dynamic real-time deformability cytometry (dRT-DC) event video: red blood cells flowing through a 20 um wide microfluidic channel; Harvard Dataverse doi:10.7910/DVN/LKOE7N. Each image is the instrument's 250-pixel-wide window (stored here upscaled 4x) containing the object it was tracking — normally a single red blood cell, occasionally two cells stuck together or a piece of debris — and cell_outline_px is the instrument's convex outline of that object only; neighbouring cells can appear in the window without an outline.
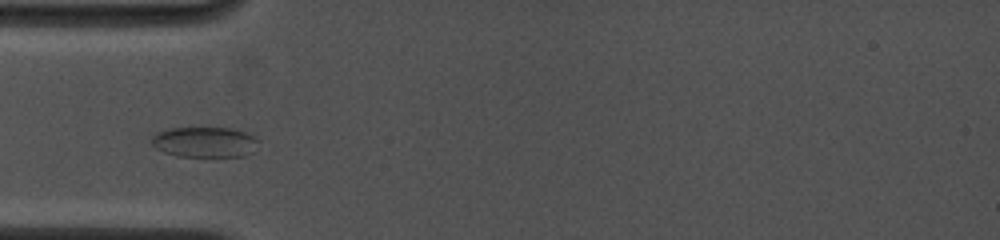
{"species": "common noctule bat (a hibernating species)", "species_latin": "Nyctalus noctula", "temperature_condition": "cold", "stored_images_in_passage": 24, "camera_frame_rate_fps": 4500, "um_per_image_px": 0.085, "animal": {"sex": "female", "body_mass_g": 19.0, "forearm_length_mm": 53.3}, "frame": {"image": 1, "passage_image": 4, "time_ms": 1.111, "image_size_px": [1000, 240], "cell_outline_px": [[256, 140], [252, 152], [244, 156], [176, 156], [164, 152], [156, 148], [152, 144], [152, 136], [156, 132], [168, 128], [232, 128], [244, 132], [252, 136]], "centroid_in_image_um": [17.32, 12.07], "position_along_channel_um": 67.7, "area_um2": 18.67}}